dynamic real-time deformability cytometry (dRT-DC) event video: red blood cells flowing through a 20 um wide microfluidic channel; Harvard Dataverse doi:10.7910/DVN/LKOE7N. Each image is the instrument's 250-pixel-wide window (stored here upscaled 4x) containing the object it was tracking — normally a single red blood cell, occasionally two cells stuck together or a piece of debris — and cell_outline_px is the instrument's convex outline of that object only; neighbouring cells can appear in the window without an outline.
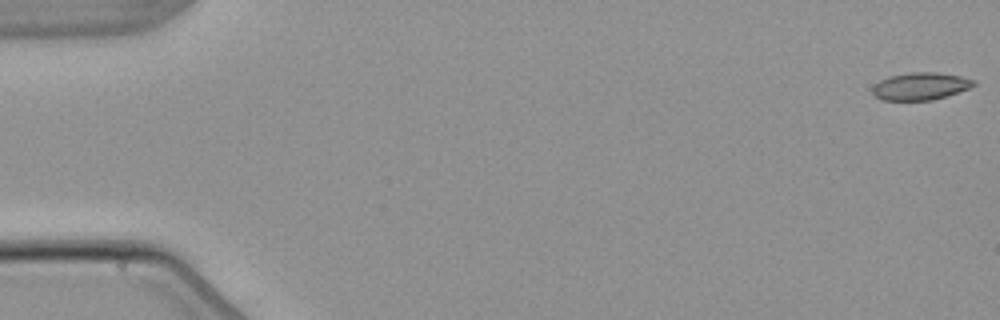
{"species": "common noctule bat (a hibernating species)", "species_latin": "Nyctalus noctula", "temperature_condition": "warm", "stored_images_in_passage": 5, "camera_frame_rate_fps": 3000, "um_per_image_px": 0.085, "animal": {"sex": "male", "body_mass_g": 21.5, "forearm_length_mm": 52.0}, "frame": {"image": 1, "passage_image": 1, "time_ms": 0.0, "image_size_px": [1000, 320], "cell_outline_px": [[976, 84], [968, 88], [932, 100], [880, 100], [872, 92], [872, 88], [880, 80], [892, 76], [908, 72], [936, 72], [960, 76], [972, 80]], "centroid_in_image_um": [78.2, 7.32], "position_along_channel_um": 6.8, "area_um2": 15.84}}
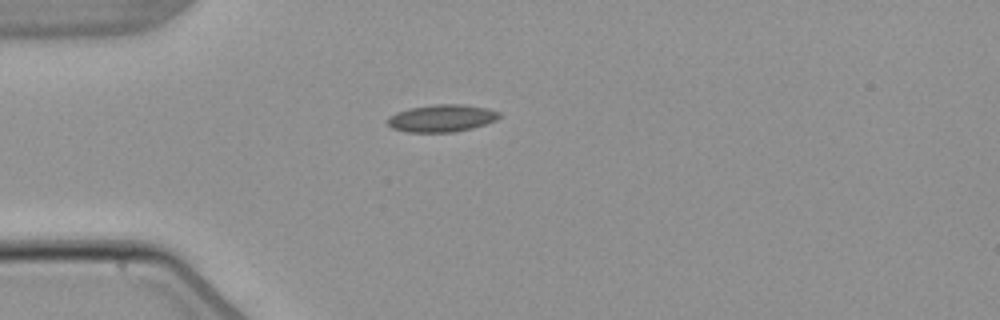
{"frame": {"image": 2, "passage_image": 5, "time_ms": 4.667, "image_size_px": [1000, 320], "cell_outline_px": [[500, 116], [496, 120], [472, 128], [452, 132], [408, 132], [392, 128], [388, 124], [388, 116], [396, 112], [412, 108], [436, 104], [460, 104], [488, 108], [500, 112]], "centroid_in_image_um": [37.55, 10.05], "position_along_channel_um": 47.5, "area_um2": 17.63}}